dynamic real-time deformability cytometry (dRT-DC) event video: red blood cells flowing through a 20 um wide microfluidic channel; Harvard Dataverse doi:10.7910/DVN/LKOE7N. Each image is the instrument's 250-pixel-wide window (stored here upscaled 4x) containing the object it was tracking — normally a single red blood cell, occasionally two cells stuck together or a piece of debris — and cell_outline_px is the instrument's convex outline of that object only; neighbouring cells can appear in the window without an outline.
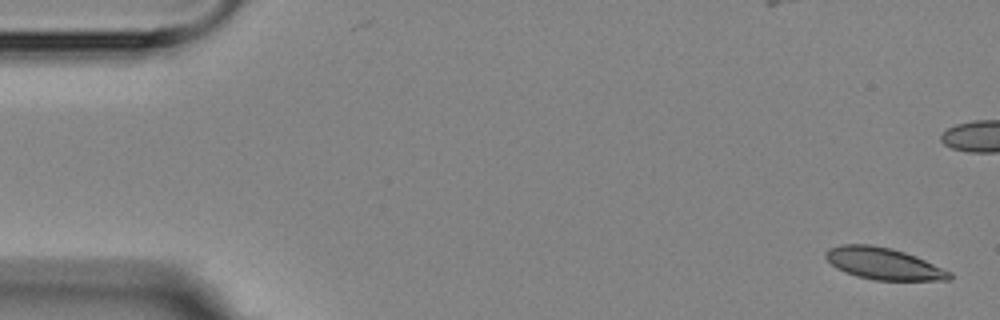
{"species": "Egyptian fruit bat (a non-hibernating species)", "species_latin": "Rousettus aegyptiacus", "temperature_condition": "room temperature", "stored_images_in_passage": 5, "camera_frame_rate_fps": 3000, "um_per_image_px": 0.085, "animal": {"sex": "female"}, "frame": {"image": 1, "passage_image": 1, "time_ms": 0.0, "image_size_px": [1000, 320], "cell_outline_px": [[952, 280], [872, 280], [856, 276], [844, 272], [836, 268], [824, 256], [824, 252], [828, 248], [844, 244], [868, 244], [888, 248], [904, 252], [916, 256], [952, 272]], "centroid_in_image_um": [75.09, 22.41], "position_along_channel_um": 9.9, "area_um2": 22.95}}